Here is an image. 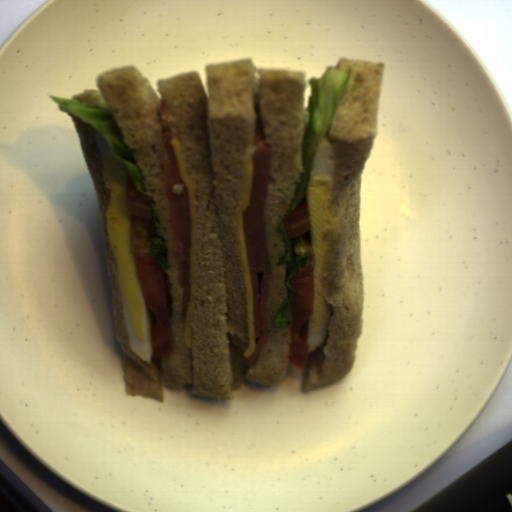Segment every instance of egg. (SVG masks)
<instances>
[{
  "instance_id": "egg-1",
  "label": "egg",
  "mask_w": 512,
  "mask_h": 512,
  "mask_svg": "<svg viewBox=\"0 0 512 512\" xmlns=\"http://www.w3.org/2000/svg\"><path fill=\"white\" fill-rule=\"evenodd\" d=\"M102 172L108 192L106 228L121 292L129 342L134 352L151 364L153 318L140 285L132 249L133 221L127 205L129 172L115 158L99 131L93 126Z\"/></svg>"
},
{
  "instance_id": "egg-2",
  "label": "egg",
  "mask_w": 512,
  "mask_h": 512,
  "mask_svg": "<svg viewBox=\"0 0 512 512\" xmlns=\"http://www.w3.org/2000/svg\"><path fill=\"white\" fill-rule=\"evenodd\" d=\"M335 162L333 144L324 134L316 147L304 193L314 252V305L312 316L308 319V354L318 349L327 339L330 321L329 306L324 293V266L332 225Z\"/></svg>"
}]
</instances>
